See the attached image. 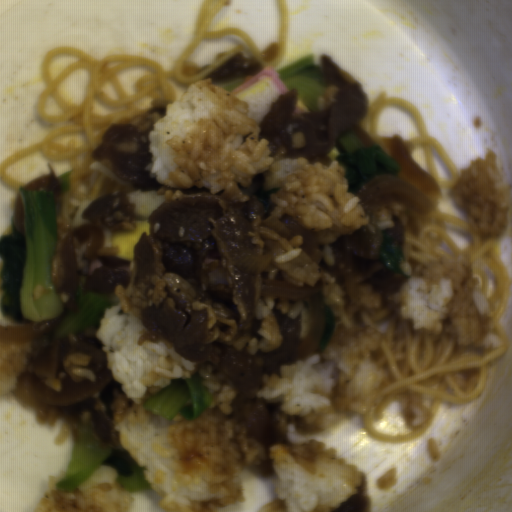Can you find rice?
Returning a JSON list of instances; mask_svg holds the SVG:
<instances>
[{
    "mask_svg": "<svg viewBox=\"0 0 512 512\" xmlns=\"http://www.w3.org/2000/svg\"><path fill=\"white\" fill-rule=\"evenodd\" d=\"M359 292L360 300L365 307L380 310L383 303L382 295L375 292L370 283L359 285Z\"/></svg>",
    "mask_w": 512,
    "mask_h": 512,
    "instance_id": "13",
    "label": "rice"
},
{
    "mask_svg": "<svg viewBox=\"0 0 512 512\" xmlns=\"http://www.w3.org/2000/svg\"><path fill=\"white\" fill-rule=\"evenodd\" d=\"M42 289H43V286H41L39 284L36 286H33V290H32L33 299H39V297L42 293Z\"/></svg>",
    "mask_w": 512,
    "mask_h": 512,
    "instance_id": "18",
    "label": "rice"
},
{
    "mask_svg": "<svg viewBox=\"0 0 512 512\" xmlns=\"http://www.w3.org/2000/svg\"><path fill=\"white\" fill-rule=\"evenodd\" d=\"M60 470L48 474V485L32 512H129L134 492L116 481L117 470L100 464L97 470L74 491L64 492L58 483L65 474Z\"/></svg>",
    "mask_w": 512,
    "mask_h": 512,
    "instance_id": "6",
    "label": "rice"
},
{
    "mask_svg": "<svg viewBox=\"0 0 512 512\" xmlns=\"http://www.w3.org/2000/svg\"><path fill=\"white\" fill-rule=\"evenodd\" d=\"M92 356L82 352H69L62 357L63 371H59L58 379L48 378L41 382L49 385L53 389L61 393L62 380L66 374L72 381H90L95 383L96 376L93 371L86 368L91 362Z\"/></svg>",
    "mask_w": 512,
    "mask_h": 512,
    "instance_id": "9",
    "label": "rice"
},
{
    "mask_svg": "<svg viewBox=\"0 0 512 512\" xmlns=\"http://www.w3.org/2000/svg\"><path fill=\"white\" fill-rule=\"evenodd\" d=\"M460 177L447 190L448 198L464 210L476 236L500 238L509 234L512 182L498 150L485 147L483 157L459 168Z\"/></svg>",
    "mask_w": 512,
    "mask_h": 512,
    "instance_id": "5",
    "label": "rice"
},
{
    "mask_svg": "<svg viewBox=\"0 0 512 512\" xmlns=\"http://www.w3.org/2000/svg\"><path fill=\"white\" fill-rule=\"evenodd\" d=\"M164 108L165 115L148 131L151 161L144 169L162 185L156 192L163 203L183 199L185 193L177 189L183 187H208L216 194L222 189L226 197L246 201L237 183L248 187L262 174L263 190L279 189L269 194L275 205L269 220L287 214L318 236L323 258L316 285H322L324 305L334 313L331 338L323 353L280 366L282 377L263 374L255 395L323 430L350 411L366 414L387 372L370 354L383 336L348 315L347 292L330 270L337 257L331 245L364 227L374 234L393 228L394 217L407 226L408 205L395 200L367 210L358 193L347 192L350 180L336 148L326 153L332 158L326 167L301 157H270V142L259 140L260 122L249 117L248 102L213 78L188 84L180 100Z\"/></svg>",
    "mask_w": 512,
    "mask_h": 512,
    "instance_id": "1",
    "label": "rice"
},
{
    "mask_svg": "<svg viewBox=\"0 0 512 512\" xmlns=\"http://www.w3.org/2000/svg\"><path fill=\"white\" fill-rule=\"evenodd\" d=\"M438 261L398 263L408 281L385 301L397 304L398 315L412 320L414 333L449 336L460 347L493 350L503 347L494 330H485L480 317L490 311L491 302L478 287L467 253L452 256L433 247Z\"/></svg>",
    "mask_w": 512,
    "mask_h": 512,
    "instance_id": "3",
    "label": "rice"
},
{
    "mask_svg": "<svg viewBox=\"0 0 512 512\" xmlns=\"http://www.w3.org/2000/svg\"><path fill=\"white\" fill-rule=\"evenodd\" d=\"M399 482L397 471L394 468L386 471L379 478L375 480L377 491H389L397 487Z\"/></svg>",
    "mask_w": 512,
    "mask_h": 512,
    "instance_id": "14",
    "label": "rice"
},
{
    "mask_svg": "<svg viewBox=\"0 0 512 512\" xmlns=\"http://www.w3.org/2000/svg\"><path fill=\"white\" fill-rule=\"evenodd\" d=\"M93 240L86 239L82 243H80L78 237H74L71 240L74 261L76 268L81 271L85 276L89 272L90 260L89 258H85V251L90 247Z\"/></svg>",
    "mask_w": 512,
    "mask_h": 512,
    "instance_id": "11",
    "label": "rice"
},
{
    "mask_svg": "<svg viewBox=\"0 0 512 512\" xmlns=\"http://www.w3.org/2000/svg\"><path fill=\"white\" fill-rule=\"evenodd\" d=\"M407 406L412 414V429L424 426L427 423V421L431 418L430 409L424 406L423 404L410 399Z\"/></svg>",
    "mask_w": 512,
    "mask_h": 512,
    "instance_id": "12",
    "label": "rice"
},
{
    "mask_svg": "<svg viewBox=\"0 0 512 512\" xmlns=\"http://www.w3.org/2000/svg\"><path fill=\"white\" fill-rule=\"evenodd\" d=\"M152 287L128 283L110 295L116 305L103 308L94 331L107 352L113 379L132 401L114 430L123 448L143 470L145 481L159 495L164 512H221L244 504L246 488L240 473L264 461V446L250 436L245 423L235 422L234 389L223 382L216 365L192 364L164 343L144 342L141 314L162 305L166 282L151 275ZM213 400L195 420L180 412L170 422L142 408L144 400L196 372Z\"/></svg>",
    "mask_w": 512,
    "mask_h": 512,
    "instance_id": "2",
    "label": "rice"
},
{
    "mask_svg": "<svg viewBox=\"0 0 512 512\" xmlns=\"http://www.w3.org/2000/svg\"><path fill=\"white\" fill-rule=\"evenodd\" d=\"M70 431L63 419L62 423H61V426L57 432V434L55 435V437L53 438L54 440V443L58 446V445H61V444H64L65 441L67 440V438L70 436Z\"/></svg>",
    "mask_w": 512,
    "mask_h": 512,
    "instance_id": "17",
    "label": "rice"
},
{
    "mask_svg": "<svg viewBox=\"0 0 512 512\" xmlns=\"http://www.w3.org/2000/svg\"><path fill=\"white\" fill-rule=\"evenodd\" d=\"M248 236L252 238V243H257V251L263 255L265 242L264 240H272L277 242L285 253L279 254L274 257V262H285L290 260L301 253L303 237L299 234L287 240L277 234L272 229L264 226H259L254 231H248Z\"/></svg>",
    "mask_w": 512,
    "mask_h": 512,
    "instance_id": "10",
    "label": "rice"
},
{
    "mask_svg": "<svg viewBox=\"0 0 512 512\" xmlns=\"http://www.w3.org/2000/svg\"><path fill=\"white\" fill-rule=\"evenodd\" d=\"M38 325H0V396L11 393L30 353L33 334Z\"/></svg>",
    "mask_w": 512,
    "mask_h": 512,
    "instance_id": "8",
    "label": "rice"
},
{
    "mask_svg": "<svg viewBox=\"0 0 512 512\" xmlns=\"http://www.w3.org/2000/svg\"><path fill=\"white\" fill-rule=\"evenodd\" d=\"M37 424L56 425L59 413L53 408L42 407L34 404Z\"/></svg>",
    "mask_w": 512,
    "mask_h": 512,
    "instance_id": "15",
    "label": "rice"
},
{
    "mask_svg": "<svg viewBox=\"0 0 512 512\" xmlns=\"http://www.w3.org/2000/svg\"><path fill=\"white\" fill-rule=\"evenodd\" d=\"M427 447L429 455L434 461L441 460L440 448L435 436H428Z\"/></svg>",
    "mask_w": 512,
    "mask_h": 512,
    "instance_id": "16",
    "label": "rice"
},
{
    "mask_svg": "<svg viewBox=\"0 0 512 512\" xmlns=\"http://www.w3.org/2000/svg\"><path fill=\"white\" fill-rule=\"evenodd\" d=\"M277 498L256 512H343L337 509L357 495L364 471L336 457L335 447L310 439L308 442L270 446Z\"/></svg>",
    "mask_w": 512,
    "mask_h": 512,
    "instance_id": "4",
    "label": "rice"
},
{
    "mask_svg": "<svg viewBox=\"0 0 512 512\" xmlns=\"http://www.w3.org/2000/svg\"><path fill=\"white\" fill-rule=\"evenodd\" d=\"M278 309L281 315L297 318L300 314L297 336L300 342L310 330V312L302 299H291L278 295H262L256 303L254 314L263 319L257 332L261 339L250 338L247 346L248 355L256 354L257 350L272 351L280 346L283 335L273 310Z\"/></svg>",
    "mask_w": 512,
    "mask_h": 512,
    "instance_id": "7",
    "label": "rice"
}]
</instances>
